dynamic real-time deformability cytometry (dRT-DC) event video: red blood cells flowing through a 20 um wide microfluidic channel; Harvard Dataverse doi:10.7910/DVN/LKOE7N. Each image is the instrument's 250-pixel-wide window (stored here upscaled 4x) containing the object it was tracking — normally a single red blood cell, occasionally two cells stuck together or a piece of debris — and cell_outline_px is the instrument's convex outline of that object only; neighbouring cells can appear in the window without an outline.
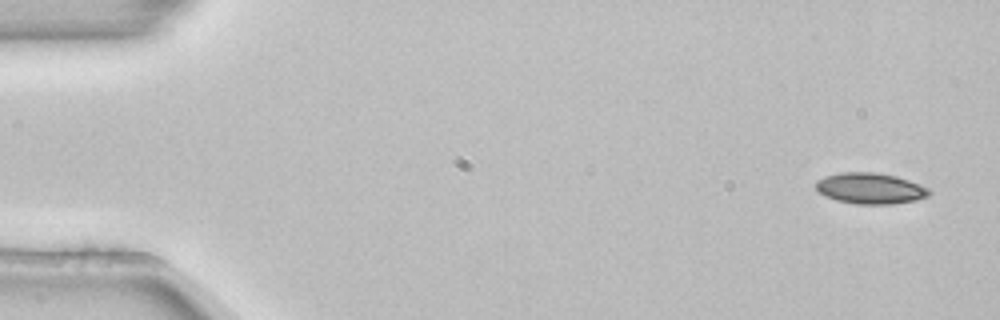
{"species": "common noctule bat (a hibernating species)", "species_latin": "Nyctalus noctula", "temperature_condition": "room temperature", "stored_images_in_passage": 4, "camera_frame_rate_fps": 3000, "um_per_image_px": 0.085, "animal": {"sex": "female", "body_mass_g": 22.7, "forearm_length_mm": 54.2}, "frame": {"image": 1, "passage_image": 1, "time_ms": 0.0, "image_size_px": [1000, 320], "cell_outline_px": [[932, 192], [928, 196], [916, 200], [892, 204], [856, 204], [836, 200], [824, 196], [816, 188], [816, 180], [824, 176], [840, 172], [876, 172], [896, 176], [920, 184], [928, 188]], "centroid_in_image_um": [73.97, 16.01], "position_along_channel_um": 11.0, "area_um2": 20.58}}
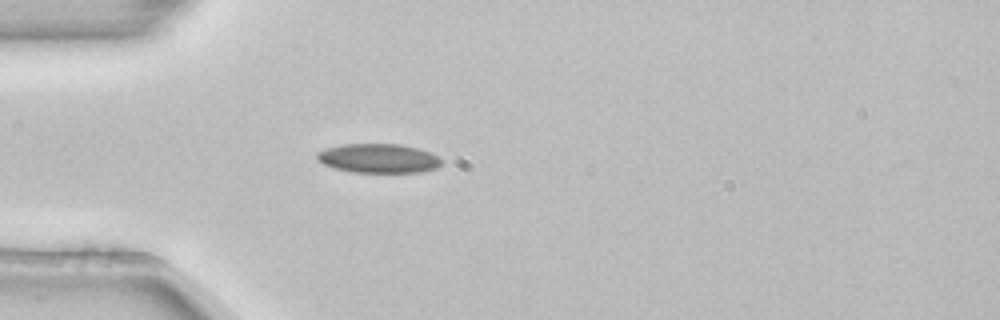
{"frame": {"image": 2, "passage_image": 4, "time_ms": 1.0, "image_size_px": [1000, 320], "cell_outline_px": [[444, 160], [436, 168], [420, 172], [352, 172], [336, 168], [324, 164], [316, 156], [316, 152], [328, 148], [344, 144], [400, 144], [416, 148], [428, 152]], "centroid_in_image_um": [32.18, 13.46], "position_along_channel_um": 52.8, "area_um2": 20.87}}